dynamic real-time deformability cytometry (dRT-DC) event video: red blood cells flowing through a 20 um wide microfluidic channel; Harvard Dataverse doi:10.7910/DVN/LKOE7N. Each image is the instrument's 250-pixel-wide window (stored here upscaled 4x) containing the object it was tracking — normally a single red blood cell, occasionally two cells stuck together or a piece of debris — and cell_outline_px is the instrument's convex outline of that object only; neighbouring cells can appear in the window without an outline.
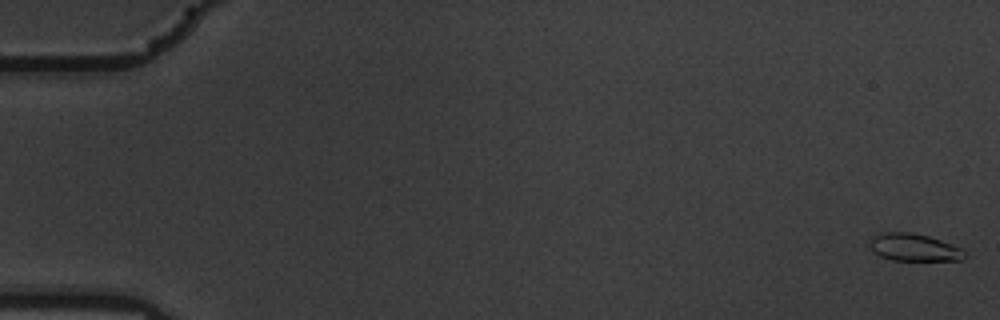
{"species": "common noctule bat (a hibernating species)", "species_latin": "Nyctalus noctula", "temperature_condition": "warm", "stored_images_in_passage": 59, "camera_frame_rate_fps": 3000, "um_per_image_px": 0.085, "animal": {"sex": "male", "body_mass_g": 19.5, "forearm_length_mm": 54.6}, "frame": {"image": 1, "passage_image": 1, "time_ms": 0.0, "image_size_px": [1000, 320], "cell_outline_px": [[964, 260], [892, 260], [880, 256], [872, 252], [868, 248], [868, 240], [872, 236], [880, 232], [912, 232], [928, 236], [940, 240], [960, 248], [964, 252]], "centroid_in_image_um": [77.58, 21.02], "position_along_channel_um": 7.4, "area_um2": 15.32}}
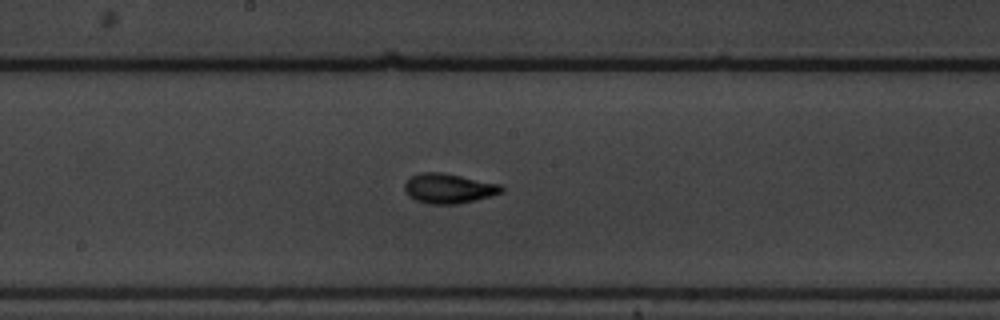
{"frame": {"image": 2, "passage_image": 32, "time_ms": 10.333, "image_size_px": [1000, 320], "cell_outline_px": [[504, 188], [500, 192], [488, 196], [456, 204], [428, 204], [416, 200], [408, 196], [404, 188], [404, 184], [412, 176], [420, 172], [440, 172], [500, 184]], "centroid_in_image_um": [38.08, 16.01], "position_along_channel_um": 210.1, "area_um2": 16.47}}
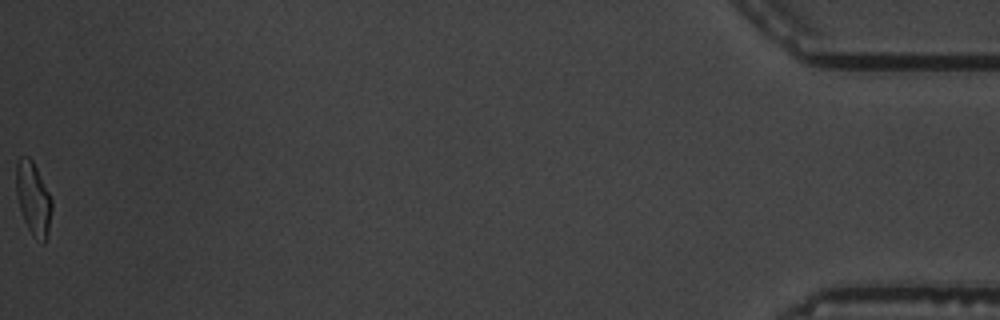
{"frame": {"image": 3, "passage_image": 59, "time_ms": 19.333, "image_size_px": [1000, 320], "cell_outline_px": [[52, 208], [48, 232], [44, 244], [40, 244], [32, 236], [24, 220], [16, 196], [16, 160], [20, 156], [28, 156], [32, 160], [52, 200]], "centroid_in_image_um": [2.81, 16.9], "position_along_channel_um": 432.4, "area_um2": 15.2}, "authors_computed_cell_mechanics": {"area_um2": 15.606, "velocity_mm_per_s": 3.5234, "shape_relaxation_time_tau1_ms": 4.1582, "shape_relaxation_time_tau2_ms": 1.5437, "deformation_change_tau1": 0.1816, "deformation_change_tau2": 0.0738}}